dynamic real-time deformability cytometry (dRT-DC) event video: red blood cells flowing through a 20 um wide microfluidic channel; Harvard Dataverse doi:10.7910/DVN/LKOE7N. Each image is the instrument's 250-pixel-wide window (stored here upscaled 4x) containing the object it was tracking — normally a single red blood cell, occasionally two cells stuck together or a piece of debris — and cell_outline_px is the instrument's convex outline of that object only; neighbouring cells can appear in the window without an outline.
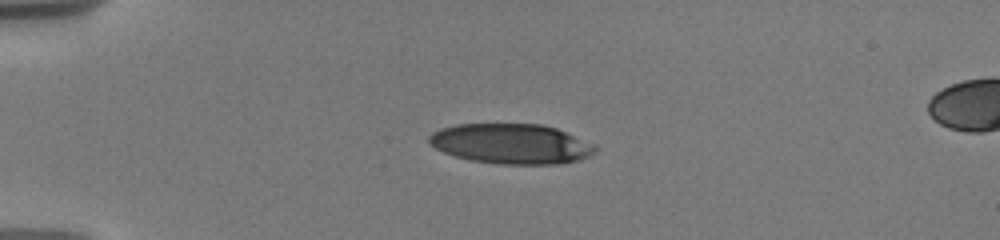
{"species": "human", "species_latin": "Homo sapiens", "temperature_condition": "warm", "stored_images_in_passage": 3, "segment_of_instrument_passage": [1, 2], "camera_frame_rate_fps": 3000, "um_per_image_px": 0.085, "donor": {"sex": "male"}, "frame": {"image": 1, "passage_image": 1, "time_ms": 0.0, "image_size_px": [1000, 240], "cell_outline_px": [[596, 152], [580, 160], [560, 164], [500, 164], [472, 160], [456, 156], [444, 152], [428, 144], [428, 136], [432, 132], [440, 128], [456, 124], [544, 124], [556, 128], [596, 144]], "centroid_in_image_um": [43.46, 12.22], "position_along_channel_um": 41.5, "area_um2": 39.02}}